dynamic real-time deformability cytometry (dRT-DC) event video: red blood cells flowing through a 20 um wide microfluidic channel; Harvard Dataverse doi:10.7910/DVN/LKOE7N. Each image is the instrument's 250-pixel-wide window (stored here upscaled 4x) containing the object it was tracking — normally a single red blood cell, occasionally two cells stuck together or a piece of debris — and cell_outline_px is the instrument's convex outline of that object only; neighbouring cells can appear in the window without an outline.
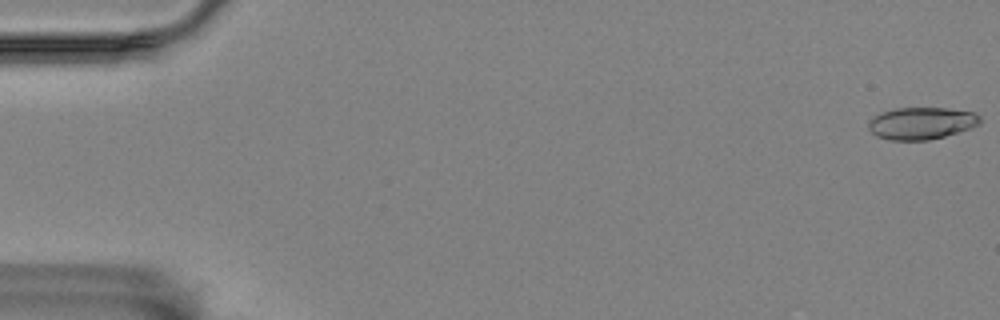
{"species": "Egyptian fruit bat (a non-hibernating species)", "species_latin": "Rousettus aegyptiacus", "temperature_condition": "room temperature", "stored_images_in_passage": 6, "camera_frame_rate_fps": 3000, "um_per_image_px": 0.085, "animal": {"sex": "female"}, "frame": {"image": 1, "passage_image": 1, "time_ms": 0.0, "image_size_px": [1000, 320], "cell_outline_px": [[980, 124], [972, 128], [944, 136], [928, 140], [888, 140], [876, 136], [868, 128], [868, 124], [880, 112], [896, 108], [948, 108], [972, 112], [980, 116]], "centroid_in_image_um": [78.33, 10.48], "position_along_channel_um": 6.7, "area_um2": 20.81}}
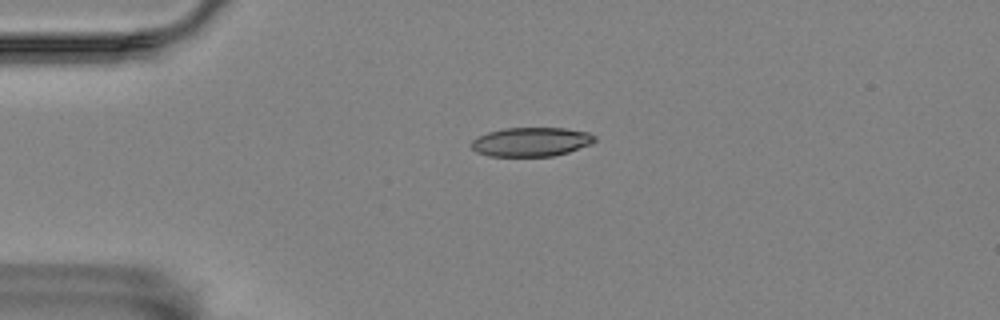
{"frame": {"image": 2, "passage_image": 5, "time_ms": 4.333, "image_size_px": [1000, 320], "cell_outline_px": [[596, 140], [592, 144], [568, 152], [552, 156], [488, 156], [476, 152], [472, 148], [472, 140], [488, 132], [504, 128], [564, 128], [588, 132], [596, 136]], "centroid_in_image_um": [45.17, 12.06], "position_along_channel_um": 39.8, "area_um2": 20.87}}